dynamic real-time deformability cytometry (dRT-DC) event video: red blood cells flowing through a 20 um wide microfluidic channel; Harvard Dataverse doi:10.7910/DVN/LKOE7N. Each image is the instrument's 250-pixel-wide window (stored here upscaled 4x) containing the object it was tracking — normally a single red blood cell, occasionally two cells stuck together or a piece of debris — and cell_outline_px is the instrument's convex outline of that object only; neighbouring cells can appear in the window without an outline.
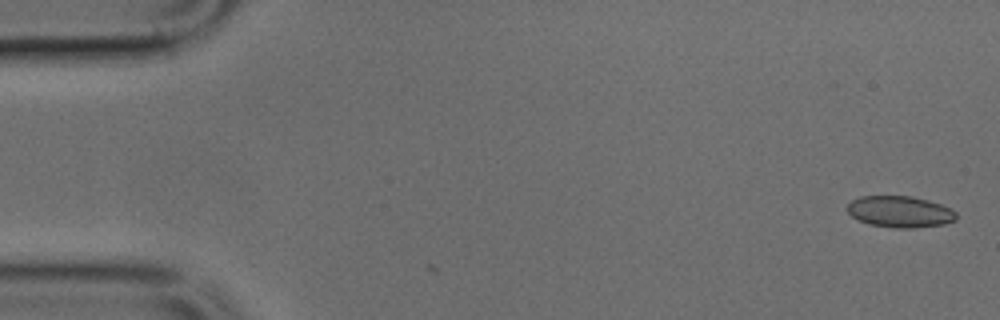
{"species": "common noctule bat (a hibernating species)", "species_latin": "Nyctalus noctula", "temperature_condition": "cold", "stored_images_in_passage": 6, "camera_frame_rate_fps": 3000, "um_per_image_px": 0.085, "animal": {"sex": "male", "body_mass_g": 17.9, "forearm_length_mm": 54.2}, "frame": {"image": 1, "passage_image": 1, "time_ms": 0.0, "image_size_px": [1000, 320], "cell_outline_px": [[956, 220], [944, 224], [916, 228], [896, 228], [868, 224], [852, 216], [848, 212], [848, 204], [852, 200], [860, 196], [912, 196], [928, 200], [940, 204], [956, 212]], "centroid_in_image_um": [76.5, 18.0], "position_along_channel_um": 8.5, "area_um2": 19.88}}
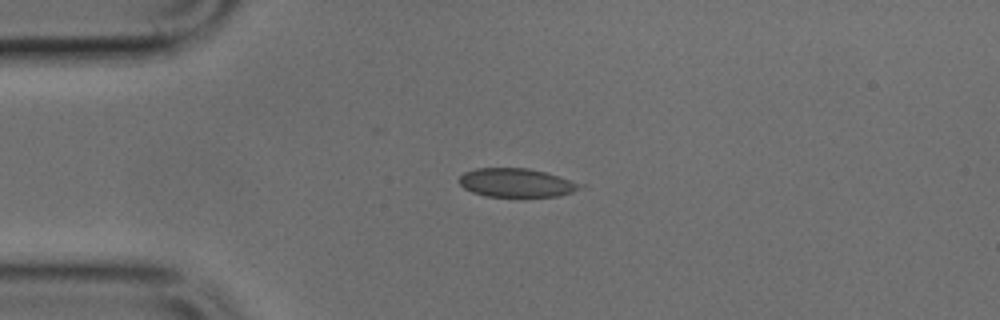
{"frame": {"image": 2, "passage_image": 3, "time_ms": 0.667, "image_size_px": [1000, 320], "cell_outline_px": [[588, 188], [560, 196], [484, 196], [472, 192], [464, 188], [460, 184], [460, 176], [464, 172], [476, 168], [528, 168], [544, 172], [588, 184]], "centroid_in_image_um": [44.01, 15.54], "position_along_channel_um": 41.0, "area_um2": 20.52}}
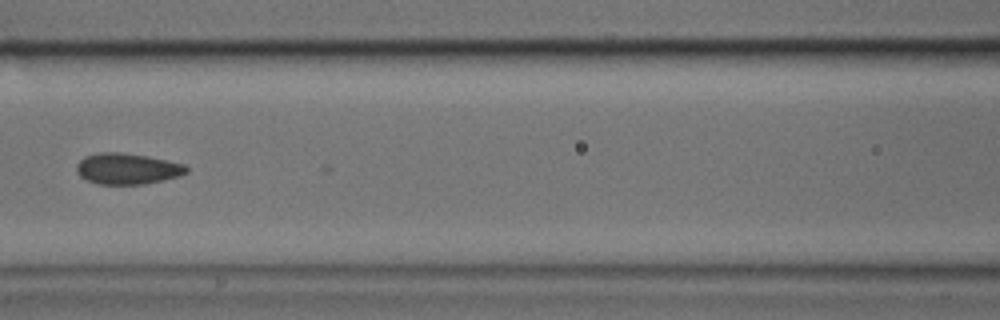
{"frame": {"image": 3, "passage_image": 6, "time_ms": 1.667, "image_size_px": [1000, 320], "cell_outline_px": [[188, 172], [176, 176], [144, 184], [100, 184], [88, 180], [80, 176], [76, 172], [76, 164], [84, 156], [100, 152], [120, 152], [148, 156], [168, 160], [184, 164], [188, 168]], "centroid_in_image_um": [10.79, 14.32], "position_along_channel_um": 155.8, "area_um2": 19.77}}